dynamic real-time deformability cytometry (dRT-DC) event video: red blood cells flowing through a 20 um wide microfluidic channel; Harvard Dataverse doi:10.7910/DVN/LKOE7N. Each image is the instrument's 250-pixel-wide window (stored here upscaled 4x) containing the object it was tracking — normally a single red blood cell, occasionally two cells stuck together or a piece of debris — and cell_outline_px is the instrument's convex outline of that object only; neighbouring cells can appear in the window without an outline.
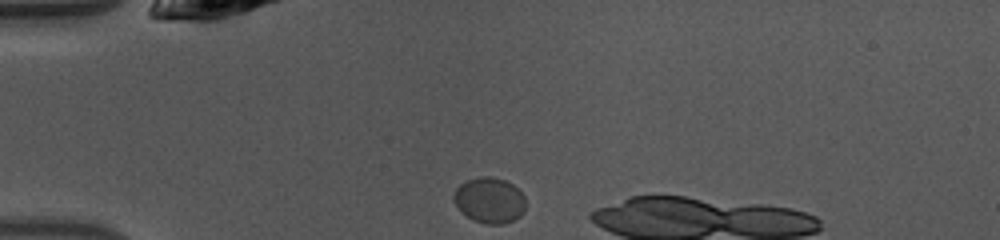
{"species": "common noctule bat (a hibernating species)", "species_latin": "Nyctalus noctula", "temperature_condition": "warm", "stored_images_in_passage": 6, "camera_frame_rate_fps": 3000, "um_per_image_px": 0.085, "animal": {"sex": "female", "body_mass_g": 10.0, "forearm_length_mm": 53.1}, "frame": {"image": 1, "passage_image": 1, "time_ms": 0.0, "image_size_px": [1000, 240], "cell_outline_px": [[524, 212], [520, 216], [504, 224], [488, 224], [472, 220], [456, 204], [452, 196], [456, 188], [460, 184], [468, 180], [480, 176], [492, 176], [504, 180], [512, 184], [524, 196]], "centroid_in_image_um": [41.61, 17.01], "position_along_channel_um": 43.4, "area_um2": 18.9}}
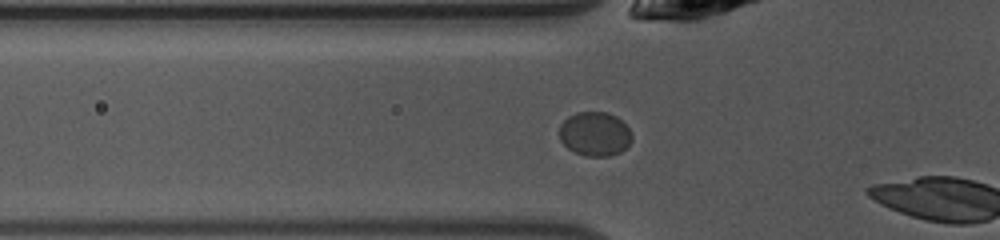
{"frame": {"image": 2, "passage_image": 5, "time_ms": 1.333, "image_size_px": [1000, 240], "cell_outline_px": [[632, 140], [620, 152], [608, 156], [584, 156], [568, 148], [560, 140], [560, 124], [568, 116], [576, 112], [608, 112], [616, 116], [632, 132]], "centroid_in_image_um": [50.56, 11.37], "position_along_channel_um": 75.2, "area_um2": 18.61}}